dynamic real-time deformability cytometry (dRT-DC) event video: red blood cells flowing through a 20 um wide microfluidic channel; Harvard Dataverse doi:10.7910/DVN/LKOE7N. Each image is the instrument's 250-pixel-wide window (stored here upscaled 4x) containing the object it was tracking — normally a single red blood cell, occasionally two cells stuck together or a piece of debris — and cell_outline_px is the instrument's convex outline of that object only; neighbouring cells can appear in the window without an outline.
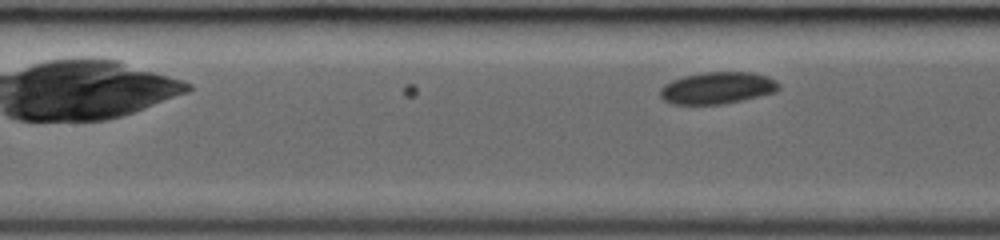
{"species": "common noctule bat (a hibernating species)", "species_latin": "Nyctalus noctula", "temperature_condition": "room temperature", "stored_images_in_passage": 8, "camera_frame_rate_fps": 3000, "um_per_image_px": 0.085, "animal": {"sex": "female", "body_mass_g": 19.0, "forearm_length_mm": 53.3}, "frame": {"image": 1, "passage_image": 8, "time_ms": 2.333, "image_size_px": [1000, 240], "cell_outline_px": [[780, 88], [776, 92], [744, 100], [724, 104], [672, 104], [664, 100], [660, 96], [660, 88], [664, 84], [672, 80], [684, 76], [704, 72], [752, 72], [768, 76], [776, 80], [780, 84]], "centroid_in_image_um": [61.0, 7.47], "position_along_channel_um": 146.4, "area_um2": 22.25}}